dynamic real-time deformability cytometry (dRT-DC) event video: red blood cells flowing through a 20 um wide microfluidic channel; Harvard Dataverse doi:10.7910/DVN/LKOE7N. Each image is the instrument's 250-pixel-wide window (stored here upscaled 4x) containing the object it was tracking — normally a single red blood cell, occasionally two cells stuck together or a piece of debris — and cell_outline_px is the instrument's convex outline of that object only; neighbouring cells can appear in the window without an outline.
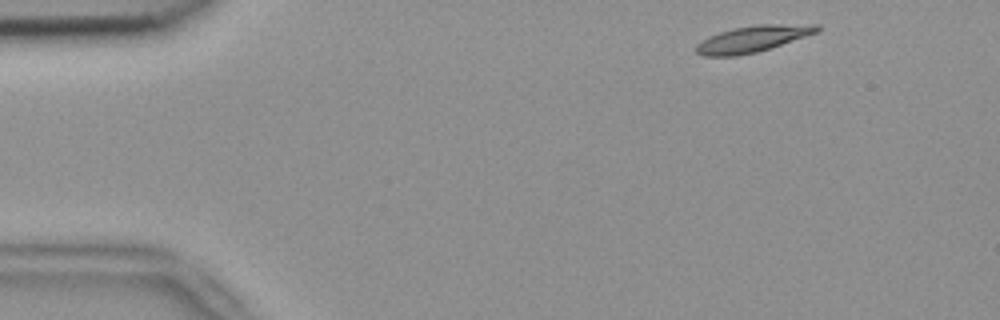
{"species": "common noctule bat (a hibernating species)", "species_latin": "Nyctalus noctula", "temperature_condition": "room temperature", "stored_images_in_passage": 49, "camera_frame_rate_fps": 3000, "um_per_image_px": 0.085, "animal": {"sex": "female", "body_mass_g": 18.4}, "frame": {"image": 1, "passage_image": 2, "time_ms": 0.333, "image_size_px": [1000, 320], "cell_outline_px": [[820, 28], [816, 32], [756, 52], [736, 56], [704, 56], [696, 52], [696, 44], [708, 36], [732, 28], [756, 24], [820, 24]], "centroid_in_image_um": [63.92, 3.29], "position_along_channel_um": 21.1, "area_um2": 18.32}}
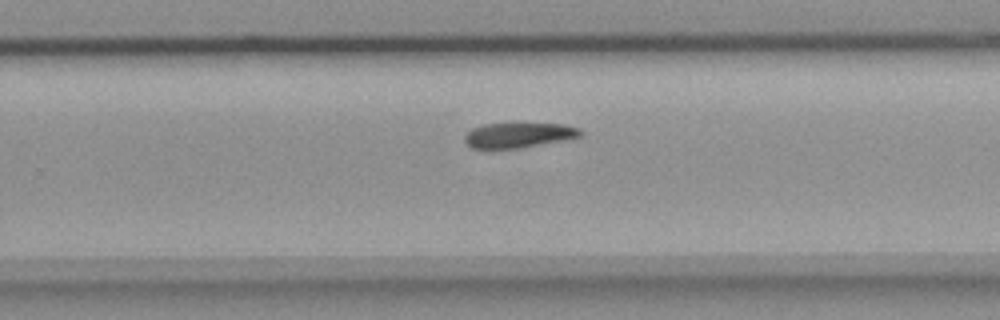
{"frame": {"image": 2, "passage_image": 30, "time_ms": 9.667, "image_size_px": [1000, 320], "cell_outline_px": [[584, 132], [580, 136], [520, 148], [488, 152], [472, 148], [464, 140], [464, 136], [472, 128], [484, 124], [512, 120], [516, 120], [564, 124], [580, 128]], "centroid_in_image_um": [44.0, 11.46], "position_along_channel_um": 285.8, "area_um2": 18.44}}
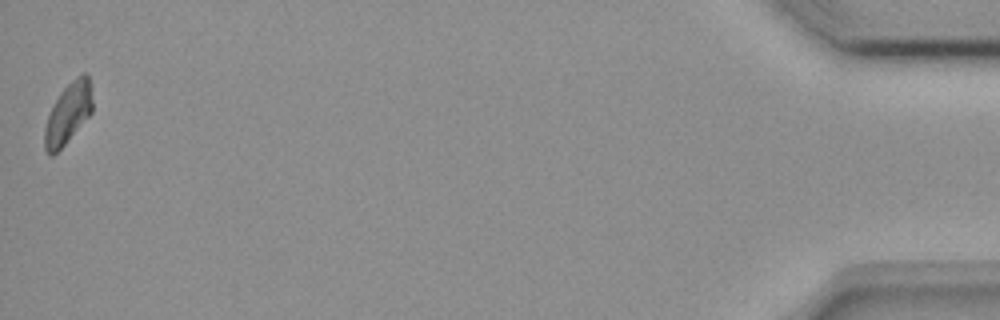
{"frame": {"image": 3, "passage_image": 49, "time_ms": 16.0, "image_size_px": [1000, 320], "cell_outline_px": [[92, 112], [64, 144], [52, 156], [48, 156], [44, 148], [44, 128], [48, 116], [60, 92], [80, 72], [84, 72], [88, 76], [92, 100]], "centroid_in_image_um": [5.77, 9.63], "position_along_channel_um": 429.4, "area_um2": 16.65}, "authors_computed_cell_mechanics": {"area_um2": 18.0914, "velocity_mm_per_s": 3.7463, "shape_relaxation_time_tau1_ms": 6.7747, "shape_relaxation_time_tau2_ms": null, "deformation_change_tau1": 0.1774, "deformation_change_tau2": null}}